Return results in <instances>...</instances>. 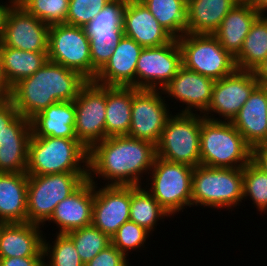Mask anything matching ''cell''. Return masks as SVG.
Here are the masks:
<instances>
[{
  "instance_id": "cell-14",
  "label": "cell",
  "mask_w": 267,
  "mask_h": 266,
  "mask_svg": "<svg viewBox=\"0 0 267 266\" xmlns=\"http://www.w3.org/2000/svg\"><path fill=\"white\" fill-rule=\"evenodd\" d=\"M258 85L253 71L236 69L232 74L214 82L212 100L202 115L209 118V114L214 112L222 116L224 121H232Z\"/></svg>"
},
{
  "instance_id": "cell-19",
  "label": "cell",
  "mask_w": 267,
  "mask_h": 266,
  "mask_svg": "<svg viewBox=\"0 0 267 266\" xmlns=\"http://www.w3.org/2000/svg\"><path fill=\"white\" fill-rule=\"evenodd\" d=\"M142 50L141 45L124 35L93 81L103 86L135 88L136 64Z\"/></svg>"
},
{
  "instance_id": "cell-10",
  "label": "cell",
  "mask_w": 267,
  "mask_h": 266,
  "mask_svg": "<svg viewBox=\"0 0 267 266\" xmlns=\"http://www.w3.org/2000/svg\"><path fill=\"white\" fill-rule=\"evenodd\" d=\"M48 61L78 72L92 81L90 40L84 27L66 23L49 27Z\"/></svg>"
},
{
  "instance_id": "cell-20",
  "label": "cell",
  "mask_w": 267,
  "mask_h": 266,
  "mask_svg": "<svg viewBox=\"0 0 267 266\" xmlns=\"http://www.w3.org/2000/svg\"><path fill=\"white\" fill-rule=\"evenodd\" d=\"M94 183L87 179L75 192L57 204L48 222L57 224L59 234L92 224Z\"/></svg>"
},
{
  "instance_id": "cell-40",
  "label": "cell",
  "mask_w": 267,
  "mask_h": 266,
  "mask_svg": "<svg viewBox=\"0 0 267 266\" xmlns=\"http://www.w3.org/2000/svg\"><path fill=\"white\" fill-rule=\"evenodd\" d=\"M111 0H69L66 24L85 27Z\"/></svg>"
},
{
  "instance_id": "cell-47",
  "label": "cell",
  "mask_w": 267,
  "mask_h": 266,
  "mask_svg": "<svg viewBox=\"0 0 267 266\" xmlns=\"http://www.w3.org/2000/svg\"><path fill=\"white\" fill-rule=\"evenodd\" d=\"M252 7L259 13L260 16H264L267 12V0H248Z\"/></svg>"
},
{
  "instance_id": "cell-8",
  "label": "cell",
  "mask_w": 267,
  "mask_h": 266,
  "mask_svg": "<svg viewBox=\"0 0 267 266\" xmlns=\"http://www.w3.org/2000/svg\"><path fill=\"white\" fill-rule=\"evenodd\" d=\"M193 167L155 158L150 172L151 186L148 192L158 201L161 207L171 216L192 207Z\"/></svg>"
},
{
  "instance_id": "cell-43",
  "label": "cell",
  "mask_w": 267,
  "mask_h": 266,
  "mask_svg": "<svg viewBox=\"0 0 267 266\" xmlns=\"http://www.w3.org/2000/svg\"><path fill=\"white\" fill-rule=\"evenodd\" d=\"M0 266H44V257L0 258Z\"/></svg>"
},
{
  "instance_id": "cell-41",
  "label": "cell",
  "mask_w": 267,
  "mask_h": 266,
  "mask_svg": "<svg viewBox=\"0 0 267 266\" xmlns=\"http://www.w3.org/2000/svg\"><path fill=\"white\" fill-rule=\"evenodd\" d=\"M127 257L112 243L84 266H128Z\"/></svg>"
},
{
  "instance_id": "cell-38",
  "label": "cell",
  "mask_w": 267,
  "mask_h": 266,
  "mask_svg": "<svg viewBox=\"0 0 267 266\" xmlns=\"http://www.w3.org/2000/svg\"><path fill=\"white\" fill-rule=\"evenodd\" d=\"M69 0H27L22 7L51 26L66 23Z\"/></svg>"
},
{
  "instance_id": "cell-27",
  "label": "cell",
  "mask_w": 267,
  "mask_h": 266,
  "mask_svg": "<svg viewBox=\"0 0 267 266\" xmlns=\"http://www.w3.org/2000/svg\"><path fill=\"white\" fill-rule=\"evenodd\" d=\"M74 101L56 102L31 119L32 136L76 138Z\"/></svg>"
},
{
  "instance_id": "cell-4",
  "label": "cell",
  "mask_w": 267,
  "mask_h": 266,
  "mask_svg": "<svg viewBox=\"0 0 267 266\" xmlns=\"http://www.w3.org/2000/svg\"><path fill=\"white\" fill-rule=\"evenodd\" d=\"M88 156L89 150L77 138L31 136L26 173L88 172Z\"/></svg>"
},
{
  "instance_id": "cell-23",
  "label": "cell",
  "mask_w": 267,
  "mask_h": 266,
  "mask_svg": "<svg viewBox=\"0 0 267 266\" xmlns=\"http://www.w3.org/2000/svg\"><path fill=\"white\" fill-rule=\"evenodd\" d=\"M42 232L28 222L0 223V258L44 257Z\"/></svg>"
},
{
  "instance_id": "cell-18",
  "label": "cell",
  "mask_w": 267,
  "mask_h": 266,
  "mask_svg": "<svg viewBox=\"0 0 267 266\" xmlns=\"http://www.w3.org/2000/svg\"><path fill=\"white\" fill-rule=\"evenodd\" d=\"M123 32L143 48L162 46L173 39L140 0L126 1Z\"/></svg>"
},
{
  "instance_id": "cell-39",
  "label": "cell",
  "mask_w": 267,
  "mask_h": 266,
  "mask_svg": "<svg viewBox=\"0 0 267 266\" xmlns=\"http://www.w3.org/2000/svg\"><path fill=\"white\" fill-rule=\"evenodd\" d=\"M149 232L133 221L125 222L111 238V243L126 257L128 251L144 246Z\"/></svg>"
},
{
  "instance_id": "cell-42",
  "label": "cell",
  "mask_w": 267,
  "mask_h": 266,
  "mask_svg": "<svg viewBox=\"0 0 267 266\" xmlns=\"http://www.w3.org/2000/svg\"><path fill=\"white\" fill-rule=\"evenodd\" d=\"M19 115L14 103L7 96L0 101V140L4 136L6 126Z\"/></svg>"
},
{
  "instance_id": "cell-33",
  "label": "cell",
  "mask_w": 267,
  "mask_h": 266,
  "mask_svg": "<svg viewBox=\"0 0 267 266\" xmlns=\"http://www.w3.org/2000/svg\"><path fill=\"white\" fill-rule=\"evenodd\" d=\"M85 265L111 244V238L92 224L67 233Z\"/></svg>"
},
{
  "instance_id": "cell-36",
  "label": "cell",
  "mask_w": 267,
  "mask_h": 266,
  "mask_svg": "<svg viewBox=\"0 0 267 266\" xmlns=\"http://www.w3.org/2000/svg\"><path fill=\"white\" fill-rule=\"evenodd\" d=\"M248 196L258 211H267V174L252 161L243 167V198Z\"/></svg>"
},
{
  "instance_id": "cell-49",
  "label": "cell",
  "mask_w": 267,
  "mask_h": 266,
  "mask_svg": "<svg viewBox=\"0 0 267 266\" xmlns=\"http://www.w3.org/2000/svg\"><path fill=\"white\" fill-rule=\"evenodd\" d=\"M12 6H22L27 0H9Z\"/></svg>"
},
{
  "instance_id": "cell-44",
  "label": "cell",
  "mask_w": 267,
  "mask_h": 266,
  "mask_svg": "<svg viewBox=\"0 0 267 266\" xmlns=\"http://www.w3.org/2000/svg\"><path fill=\"white\" fill-rule=\"evenodd\" d=\"M251 161L267 174V144L252 148Z\"/></svg>"
},
{
  "instance_id": "cell-35",
  "label": "cell",
  "mask_w": 267,
  "mask_h": 266,
  "mask_svg": "<svg viewBox=\"0 0 267 266\" xmlns=\"http://www.w3.org/2000/svg\"><path fill=\"white\" fill-rule=\"evenodd\" d=\"M56 236L53 246L43 238L44 259L47 256L50 259L47 263L44 260V266H84L72 239L67 234Z\"/></svg>"
},
{
  "instance_id": "cell-48",
  "label": "cell",
  "mask_w": 267,
  "mask_h": 266,
  "mask_svg": "<svg viewBox=\"0 0 267 266\" xmlns=\"http://www.w3.org/2000/svg\"><path fill=\"white\" fill-rule=\"evenodd\" d=\"M8 96V91L4 88L0 80V101L4 100Z\"/></svg>"
},
{
  "instance_id": "cell-45",
  "label": "cell",
  "mask_w": 267,
  "mask_h": 266,
  "mask_svg": "<svg viewBox=\"0 0 267 266\" xmlns=\"http://www.w3.org/2000/svg\"><path fill=\"white\" fill-rule=\"evenodd\" d=\"M253 72L259 85L267 87V58Z\"/></svg>"
},
{
  "instance_id": "cell-16",
  "label": "cell",
  "mask_w": 267,
  "mask_h": 266,
  "mask_svg": "<svg viewBox=\"0 0 267 266\" xmlns=\"http://www.w3.org/2000/svg\"><path fill=\"white\" fill-rule=\"evenodd\" d=\"M49 27L22 6H12L0 45L30 52H48Z\"/></svg>"
},
{
  "instance_id": "cell-3",
  "label": "cell",
  "mask_w": 267,
  "mask_h": 266,
  "mask_svg": "<svg viewBox=\"0 0 267 266\" xmlns=\"http://www.w3.org/2000/svg\"><path fill=\"white\" fill-rule=\"evenodd\" d=\"M252 148L231 121L201 116L200 165L243 168L251 161Z\"/></svg>"
},
{
  "instance_id": "cell-11",
  "label": "cell",
  "mask_w": 267,
  "mask_h": 266,
  "mask_svg": "<svg viewBox=\"0 0 267 266\" xmlns=\"http://www.w3.org/2000/svg\"><path fill=\"white\" fill-rule=\"evenodd\" d=\"M75 136L88 150L105 139L106 86L87 81L74 99Z\"/></svg>"
},
{
  "instance_id": "cell-21",
  "label": "cell",
  "mask_w": 267,
  "mask_h": 266,
  "mask_svg": "<svg viewBox=\"0 0 267 266\" xmlns=\"http://www.w3.org/2000/svg\"><path fill=\"white\" fill-rule=\"evenodd\" d=\"M231 123L251 148L267 144V87L258 85Z\"/></svg>"
},
{
  "instance_id": "cell-46",
  "label": "cell",
  "mask_w": 267,
  "mask_h": 266,
  "mask_svg": "<svg viewBox=\"0 0 267 266\" xmlns=\"http://www.w3.org/2000/svg\"><path fill=\"white\" fill-rule=\"evenodd\" d=\"M11 5V6H10ZM12 4L10 3L9 5H2L0 3V41L4 32V27H5V23H6V19H7V15L9 10L11 9Z\"/></svg>"
},
{
  "instance_id": "cell-12",
  "label": "cell",
  "mask_w": 267,
  "mask_h": 266,
  "mask_svg": "<svg viewBox=\"0 0 267 266\" xmlns=\"http://www.w3.org/2000/svg\"><path fill=\"white\" fill-rule=\"evenodd\" d=\"M181 66V49L175 38L162 46L143 48L136 64L135 88L163 90Z\"/></svg>"
},
{
  "instance_id": "cell-24",
  "label": "cell",
  "mask_w": 267,
  "mask_h": 266,
  "mask_svg": "<svg viewBox=\"0 0 267 266\" xmlns=\"http://www.w3.org/2000/svg\"><path fill=\"white\" fill-rule=\"evenodd\" d=\"M259 16L248 0H240L223 18L213 35L221 46L235 57L240 52L252 24Z\"/></svg>"
},
{
  "instance_id": "cell-28",
  "label": "cell",
  "mask_w": 267,
  "mask_h": 266,
  "mask_svg": "<svg viewBox=\"0 0 267 266\" xmlns=\"http://www.w3.org/2000/svg\"><path fill=\"white\" fill-rule=\"evenodd\" d=\"M240 0H187L186 33L214 34Z\"/></svg>"
},
{
  "instance_id": "cell-30",
  "label": "cell",
  "mask_w": 267,
  "mask_h": 266,
  "mask_svg": "<svg viewBox=\"0 0 267 266\" xmlns=\"http://www.w3.org/2000/svg\"><path fill=\"white\" fill-rule=\"evenodd\" d=\"M267 58V16H259L234 57L238 70L254 71Z\"/></svg>"
},
{
  "instance_id": "cell-9",
  "label": "cell",
  "mask_w": 267,
  "mask_h": 266,
  "mask_svg": "<svg viewBox=\"0 0 267 266\" xmlns=\"http://www.w3.org/2000/svg\"><path fill=\"white\" fill-rule=\"evenodd\" d=\"M177 41L182 65L189 70L217 81L237 69L234 57L213 34L185 33Z\"/></svg>"
},
{
  "instance_id": "cell-5",
  "label": "cell",
  "mask_w": 267,
  "mask_h": 266,
  "mask_svg": "<svg viewBox=\"0 0 267 266\" xmlns=\"http://www.w3.org/2000/svg\"><path fill=\"white\" fill-rule=\"evenodd\" d=\"M243 200V168L198 165L192 175V206L235 207Z\"/></svg>"
},
{
  "instance_id": "cell-34",
  "label": "cell",
  "mask_w": 267,
  "mask_h": 266,
  "mask_svg": "<svg viewBox=\"0 0 267 266\" xmlns=\"http://www.w3.org/2000/svg\"><path fill=\"white\" fill-rule=\"evenodd\" d=\"M127 0H111L85 27L86 34L123 32V13Z\"/></svg>"
},
{
  "instance_id": "cell-2",
  "label": "cell",
  "mask_w": 267,
  "mask_h": 266,
  "mask_svg": "<svg viewBox=\"0 0 267 266\" xmlns=\"http://www.w3.org/2000/svg\"><path fill=\"white\" fill-rule=\"evenodd\" d=\"M86 82L78 72L47 61L32 76L15 84L8 97L18 113L31 120L56 102L74 101Z\"/></svg>"
},
{
  "instance_id": "cell-6",
  "label": "cell",
  "mask_w": 267,
  "mask_h": 266,
  "mask_svg": "<svg viewBox=\"0 0 267 266\" xmlns=\"http://www.w3.org/2000/svg\"><path fill=\"white\" fill-rule=\"evenodd\" d=\"M88 179V172L28 175L27 222L43 225L63 199ZM44 223V224H43Z\"/></svg>"
},
{
  "instance_id": "cell-22",
  "label": "cell",
  "mask_w": 267,
  "mask_h": 266,
  "mask_svg": "<svg viewBox=\"0 0 267 266\" xmlns=\"http://www.w3.org/2000/svg\"><path fill=\"white\" fill-rule=\"evenodd\" d=\"M31 136V120L21 114L6 126L0 140V172H26Z\"/></svg>"
},
{
  "instance_id": "cell-17",
  "label": "cell",
  "mask_w": 267,
  "mask_h": 266,
  "mask_svg": "<svg viewBox=\"0 0 267 266\" xmlns=\"http://www.w3.org/2000/svg\"><path fill=\"white\" fill-rule=\"evenodd\" d=\"M214 82L211 78L189 70L182 65L162 92L187 105L180 113L191 114L193 111H200L201 115L207 111L212 100Z\"/></svg>"
},
{
  "instance_id": "cell-15",
  "label": "cell",
  "mask_w": 267,
  "mask_h": 266,
  "mask_svg": "<svg viewBox=\"0 0 267 266\" xmlns=\"http://www.w3.org/2000/svg\"><path fill=\"white\" fill-rule=\"evenodd\" d=\"M92 225L110 238L130 220L131 186L106 185L97 190L94 179Z\"/></svg>"
},
{
  "instance_id": "cell-32",
  "label": "cell",
  "mask_w": 267,
  "mask_h": 266,
  "mask_svg": "<svg viewBox=\"0 0 267 266\" xmlns=\"http://www.w3.org/2000/svg\"><path fill=\"white\" fill-rule=\"evenodd\" d=\"M129 214L130 221L143 227L149 233L154 231V226H157L158 220L163 219L165 216L170 217L158 201L141 186H131Z\"/></svg>"
},
{
  "instance_id": "cell-25",
  "label": "cell",
  "mask_w": 267,
  "mask_h": 266,
  "mask_svg": "<svg viewBox=\"0 0 267 266\" xmlns=\"http://www.w3.org/2000/svg\"><path fill=\"white\" fill-rule=\"evenodd\" d=\"M28 174L0 172V223L27 222Z\"/></svg>"
},
{
  "instance_id": "cell-29",
  "label": "cell",
  "mask_w": 267,
  "mask_h": 266,
  "mask_svg": "<svg viewBox=\"0 0 267 266\" xmlns=\"http://www.w3.org/2000/svg\"><path fill=\"white\" fill-rule=\"evenodd\" d=\"M132 87L106 86L105 138L128 135Z\"/></svg>"
},
{
  "instance_id": "cell-13",
  "label": "cell",
  "mask_w": 267,
  "mask_h": 266,
  "mask_svg": "<svg viewBox=\"0 0 267 266\" xmlns=\"http://www.w3.org/2000/svg\"><path fill=\"white\" fill-rule=\"evenodd\" d=\"M160 93L163 94L159 90L132 87L131 124L128 136L154 145L158 144L166 122L171 116L165 97Z\"/></svg>"
},
{
  "instance_id": "cell-7",
  "label": "cell",
  "mask_w": 267,
  "mask_h": 266,
  "mask_svg": "<svg viewBox=\"0 0 267 266\" xmlns=\"http://www.w3.org/2000/svg\"><path fill=\"white\" fill-rule=\"evenodd\" d=\"M200 131V114H171L156 145L157 157L193 168L200 165Z\"/></svg>"
},
{
  "instance_id": "cell-37",
  "label": "cell",
  "mask_w": 267,
  "mask_h": 266,
  "mask_svg": "<svg viewBox=\"0 0 267 266\" xmlns=\"http://www.w3.org/2000/svg\"><path fill=\"white\" fill-rule=\"evenodd\" d=\"M90 40V55L92 62V81L97 73L105 66L114 53L124 32H112L104 34H87Z\"/></svg>"
},
{
  "instance_id": "cell-1",
  "label": "cell",
  "mask_w": 267,
  "mask_h": 266,
  "mask_svg": "<svg viewBox=\"0 0 267 266\" xmlns=\"http://www.w3.org/2000/svg\"><path fill=\"white\" fill-rule=\"evenodd\" d=\"M156 156L151 142L128 135L107 137L89 150L88 179L97 175L110 180L107 185L142 186L141 177L150 172Z\"/></svg>"
},
{
  "instance_id": "cell-26",
  "label": "cell",
  "mask_w": 267,
  "mask_h": 266,
  "mask_svg": "<svg viewBox=\"0 0 267 266\" xmlns=\"http://www.w3.org/2000/svg\"><path fill=\"white\" fill-rule=\"evenodd\" d=\"M47 61V52H30L0 45L1 83L9 91L20 80L32 76Z\"/></svg>"
},
{
  "instance_id": "cell-31",
  "label": "cell",
  "mask_w": 267,
  "mask_h": 266,
  "mask_svg": "<svg viewBox=\"0 0 267 266\" xmlns=\"http://www.w3.org/2000/svg\"><path fill=\"white\" fill-rule=\"evenodd\" d=\"M175 39L186 33L187 0H140Z\"/></svg>"
}]
</instances>
